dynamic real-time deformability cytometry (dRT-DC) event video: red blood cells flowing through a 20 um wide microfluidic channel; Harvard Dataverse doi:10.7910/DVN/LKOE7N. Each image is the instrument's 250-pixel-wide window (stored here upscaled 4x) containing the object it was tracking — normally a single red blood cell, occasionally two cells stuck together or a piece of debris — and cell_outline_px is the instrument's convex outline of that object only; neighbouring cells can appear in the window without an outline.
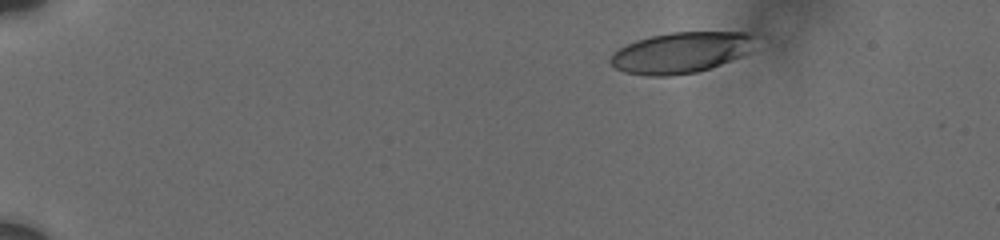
{"species": "human", "species_latin": "Homo sapiens", "temperature_condition": "cold", "stored_images_in_passage": 46, "camera_frame_rate_fps": 3000, "um_per_image_px": 0.085, "donor": {"sex": "male"}, "frame": {"image": 1, "passage_image": 1, "time_ms": 0.0, "image_size_px": [1000, 240], "cell_outline_px": [[752, 36], [748, 52], [740, 56], [720, 64], [696, 72], [672, 76], [648, 76], [624, 72], [616, 68], [608, 60], [620, 48], [628, 44], [652, 36], [672, 32], [744, 32]], "centroid_in_image_um": [57.81, 4.48], "position_along_channel_um": 27.2, "area_um2": 33.64}}
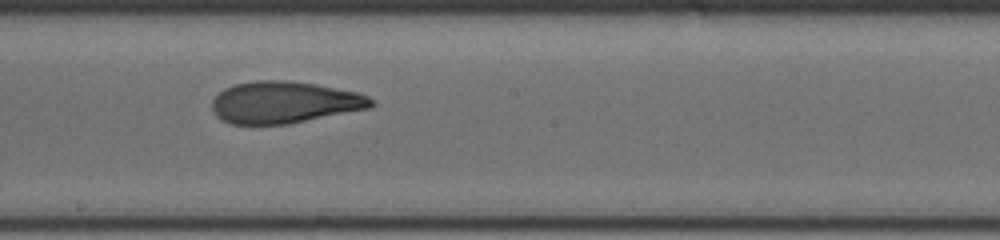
{"frame": {"image": 2, "passage_image": 23, "time_ms": 8.333, "image_size_px": [1000, 240], "cell_outline_px": [[376, 104], [368, 108], [288, 124], [232, 124], [220, 120], [216, 116], [212, 108], [212, 100], [224, 88], [236, 84], [252, 80], [284, 80], [316, 84], [356, 92], [368, 96]], "centroid_in_image_um": [24.13, 8.7], "position_along_channel_um": 224.1, "area_um2": 38.67}}
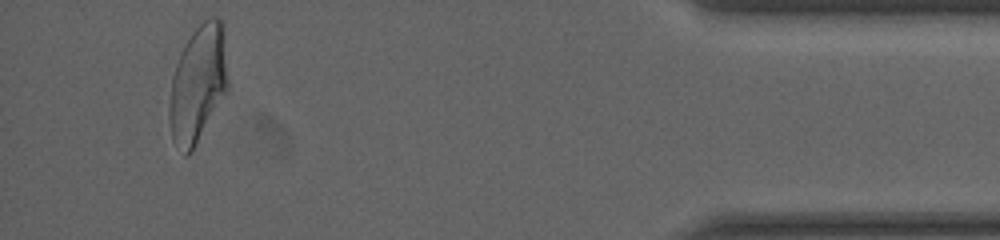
{"frame": {"image": 3, "passage_image": 45, "time_ms": 15.0, "image_size_px": [1000, 240], "cell_outline_px": [[228, 88], [192, 152], [188, 156], [184, 156], [172, 140], [168, 116], [168, 112], [172, 80], [176, 64], [192, 32], [208, 16], [216, 16], [224, 24], [228, 80]], "centroid_in_image_um": [16.84, 7.14], "position_along_channel_um": 418.4, "area_um2": 39.94}, "authors_computed_cell_mechanics": {"area_um2": 38.6682, "velocity_mm_per_s": 3.7086, "shape_relaxation_time_tau1_ms": 5.9037, "shape_relaxation_time_tau2_ms": 1.464, "deformation_change_tau1": 0.1968, "deformation_change_tau2": 0.0817}}